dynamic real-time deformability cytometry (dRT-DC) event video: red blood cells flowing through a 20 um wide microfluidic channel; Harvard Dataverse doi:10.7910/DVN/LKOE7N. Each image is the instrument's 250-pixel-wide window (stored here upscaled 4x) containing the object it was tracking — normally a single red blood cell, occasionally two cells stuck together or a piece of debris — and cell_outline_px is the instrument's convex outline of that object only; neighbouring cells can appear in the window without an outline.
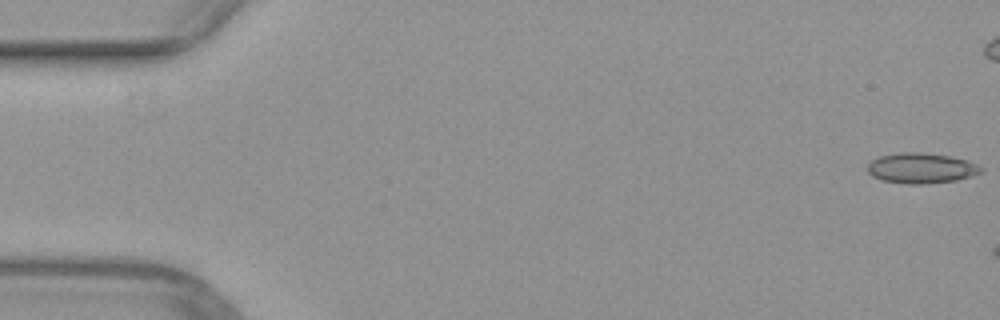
{"species": "common noctule bat (a hibernating species)", "species_latin": "Nyctalus noctula", "temperature_condition": "warm", "stored_images_in_passage": 2, "camera_frame_rate_fps": 3000, "um_per_image_px": 0.085, "animal": {"sex": "female", "body_mass_g": 29.2, "forearm_length_mm": 56.3}, "frame": {"image": 1, "passage_image": 1, "time_ms": 0.0, "image_size_px": [1000, 320], "cell_outline_px": [[984, 172], [972, 176], [956, 180], [928, 184], [908, 184], [880, 180], [872, 176], [868, 172], [868, 164], [872, 160], [880, 156], [900, 152], [920, 152], [948, 156], [968, 160], [984, 168]], "centroid_in_image_um": [78.33, 14.3], "position_along_channel_um": 6.7, "area_um2": 20.23}}